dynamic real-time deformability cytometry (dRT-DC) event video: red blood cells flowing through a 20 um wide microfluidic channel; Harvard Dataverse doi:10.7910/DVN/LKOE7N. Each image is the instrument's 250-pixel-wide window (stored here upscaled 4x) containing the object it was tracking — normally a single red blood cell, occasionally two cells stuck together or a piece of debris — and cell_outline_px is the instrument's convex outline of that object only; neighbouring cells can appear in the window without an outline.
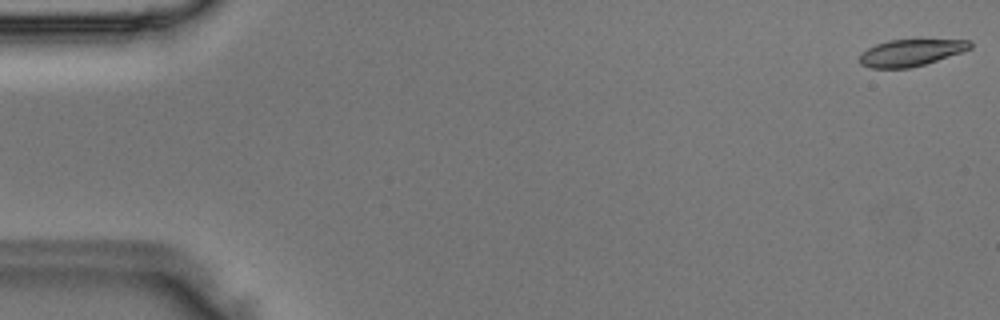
{"species": "Egyptian fruit bat (a non-hibernating species)", "species_latin": "Rousettus aegyptiacus", "temperature_condition": "room temperature", "stored_images_in_passage": 10, "camera_frame_rate_fps": 3000, "um_per_image_px": 0.085, "animal": {"sex": "male"}, "frame": {"image": 1, "passage_image": 1, "time_ms": 0.0, "image_size_px": [1000, 320], "cell_outline_px": [[972, 48], [924, 64], [908, 68], [872, 68], [860, 64], [860, 52], [876, 44], [888, 40], [972, 40]], "centroid_in_image_um": [77.38, 4.47], "position_along_channel_um": 7.6, "area_um2": 16.99}}